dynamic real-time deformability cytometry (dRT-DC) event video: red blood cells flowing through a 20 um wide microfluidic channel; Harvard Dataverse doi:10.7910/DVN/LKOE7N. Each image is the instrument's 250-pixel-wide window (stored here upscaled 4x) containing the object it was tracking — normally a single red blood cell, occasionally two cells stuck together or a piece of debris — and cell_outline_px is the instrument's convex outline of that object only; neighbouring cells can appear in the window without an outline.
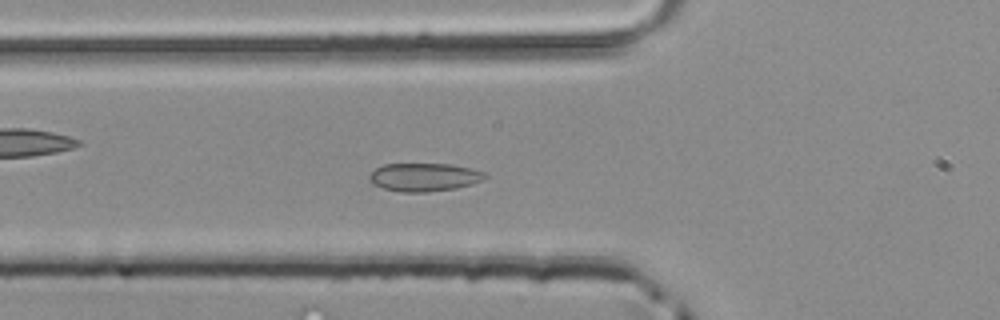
{"species": "common noctule bat (a hibernating species)", "species_latin": "Nyctalus noctula", "temperature_condition": "room temperature", "stored_images_in_passage": 48, "camera_frame_rate_fps": 3000, "um_per_image_px": 0.085, "animal": {"sex": "male", "body_mass_g": 20.4}, "frame": {"image": 1, "passage_image": 16, "time_ms": 5.0, "image_size_px": [1000, 320], "cell_outline_px": [[488, 176], [484, 180], [472, 184], [456, 188], [428, 192], [400, 192], [384, 188], [368, 180], [368, 176], [376, 168], [384, 164], [448, 164], [472, 168], [488, 172]], "centroid_in_image_um": [36.12, 15.05], "position_along_channel_um": 89.7, "area_um2": 19.13}}
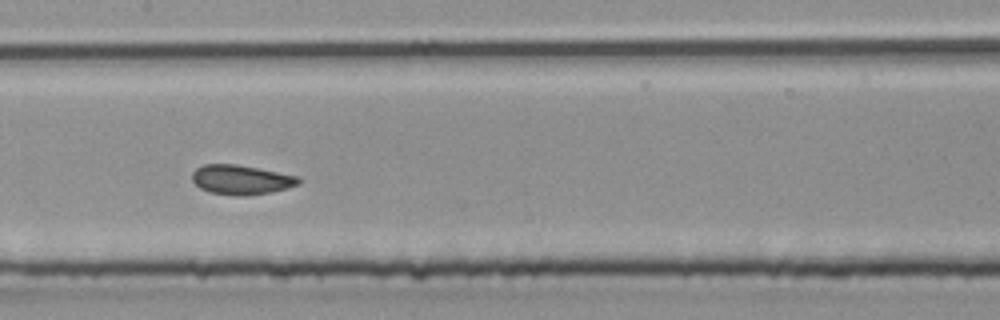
{"frame": {"image": 2, "passage_image": 23, "time_ms": 7.333, "image_size_px": [1000, 320], "cell_outline_px": [[300, 184], [288, 188], [272, 192], [244, 196], [236, 196], [212, 192], [200, 188], [192, 180], [192, 172], [196, 168], [204, 164], [236, 164], [260, 168], [300, 176]], "centroid_in_image_um": [20.53, 15.27], "position_along_channel_um": 186.9, "area_um2": 18.5}}
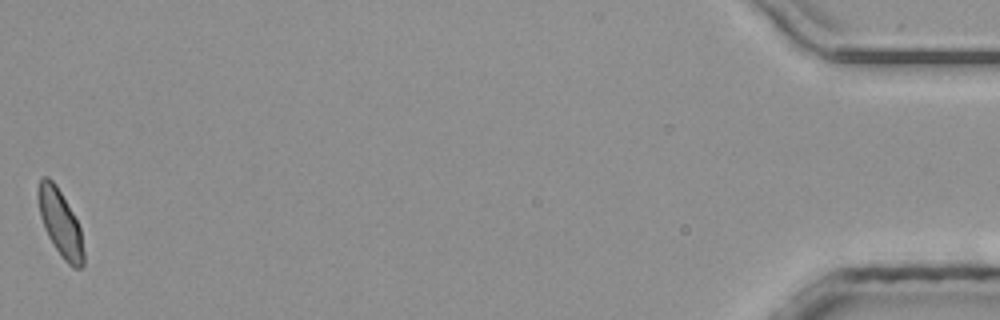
{"frame": {"image": 3, "passage_image": 48, "time_ms": 15.667, "image_size_px": [1000, 320], "cell_outline_px": [[84, 264], [80, 268], [72, 268], [64, 260], [48, 236], [44, 228], [40, 216], [36, 196], [36, 188], [40, 176], [48, 176], [56, 184], [72, 212], [80, 228], [84, 252]], "centroid_in_image_um": [5.09, 18.91], "position_along_channel_um": 430.1, "area_um2": 17.8}}